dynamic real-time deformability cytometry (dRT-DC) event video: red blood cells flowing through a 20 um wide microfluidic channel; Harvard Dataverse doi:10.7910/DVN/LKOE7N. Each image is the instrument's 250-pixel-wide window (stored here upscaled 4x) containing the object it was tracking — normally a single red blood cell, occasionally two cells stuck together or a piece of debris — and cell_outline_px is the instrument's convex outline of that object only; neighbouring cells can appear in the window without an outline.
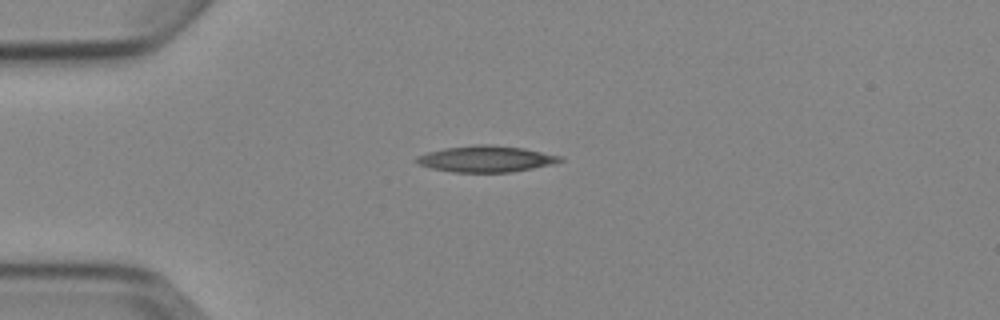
{"species": "Egyptian fruit bat (a non-hibernating species)", "species_latin": "Rousettus aegyptiacus", "temperature_condition": "cold", "stored_images_in_passage": 4, "camera_frame_rate_fps": 3000, "um_per_image_px": 0.085, "animal": {"sex": "female"}, "frame": {"image": 1, "passage_image": 1, "time_ms": 0.0, "image_size_px": [1000, 320], "cell_outline_px": [[564, 160], [552, 164], [512, 172], [452, 172], [432, 168], [420, 164], [416, 160], [416, 156], [428, 152], [444, 148], [476, 144], [488, 144], [524, 148], [564, 156]], "centroid_in_image_um": [41.35, 13.5], "position_along_channel_um": 43.6, "area_um2": 21.96}}
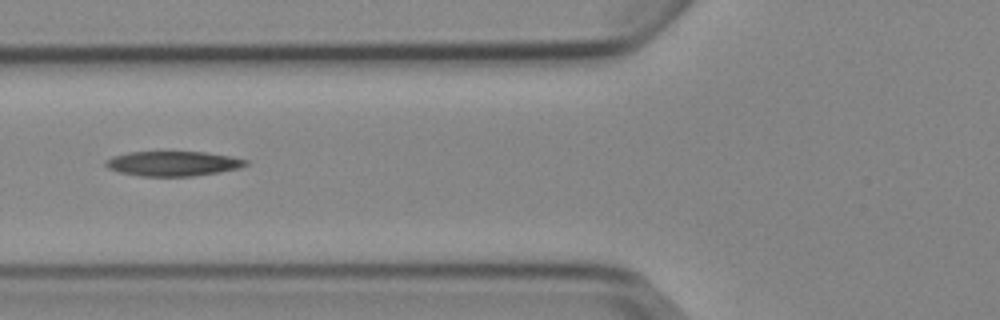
{"frame": {"image": 2, "passage_image": 3, "time_ms": 2.333, "image_size_px": [1000, 320], "cell_outline_px": [[248, 164], [240, 168], [220, 172], [192, 176], [140, 176], [120, 172], [108, 168], [104, 164], [104, 160], [112, 156], [128, 152], [204, 152], [232, 156], [248, 160]], "centroid_in_image_um": [14.71, 13.9], "position_along_channel_um": 111.1, "area_um2": 20.35}}
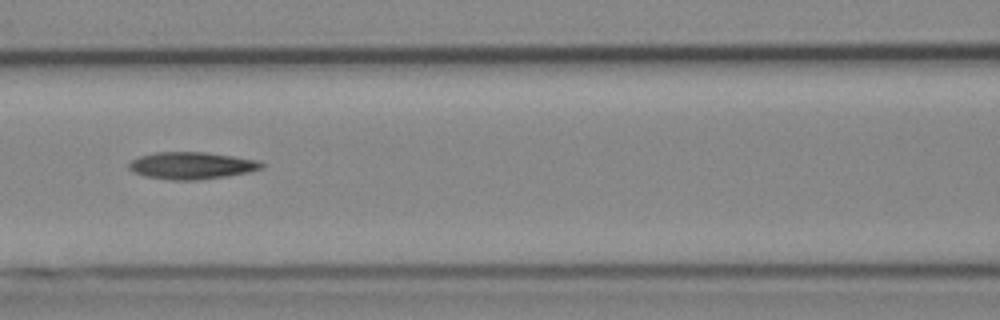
{"frame": {"image": 3, "passage_image": 4, "time_ms": 3.333, "image_size_px": [1000, 320], "cell_outline_px": [[264, 168], [248, 172], [200, 180], [168, 180], [144, 176], [128, 168], [128, 164], [132, 160], [140, 156], [156, 152], [204, 152], [232, 156], [256, 160], [264, 164]], "centroid_in_image_um": [16.27, 14.08], "position_along_channel_um": 150.3, "area_um2": 20.81}}